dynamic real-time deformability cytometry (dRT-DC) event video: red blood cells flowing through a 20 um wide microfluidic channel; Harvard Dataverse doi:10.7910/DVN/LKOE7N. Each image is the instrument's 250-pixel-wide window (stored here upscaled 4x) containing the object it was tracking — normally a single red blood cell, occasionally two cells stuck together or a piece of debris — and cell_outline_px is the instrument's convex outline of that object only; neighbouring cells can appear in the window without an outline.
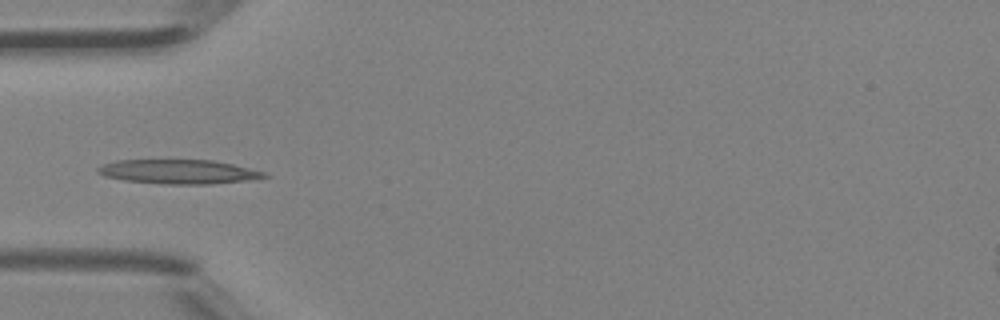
{"species": "Egyptian fruit bat (a non-hibernating species)", "species_latin": "Rousettus aegyptiacus", "temperature_condition": "room temperature", "stored_images_in_passage": 4, "camera_frame_rate_fps": 3000, "um_per_image_px": 0.085, "animal": {"sex": "female"}, "frame": {"image": 1, "passage_image": 3, "time_ms": 0.667, "image_size_px": [1000, 320], "cell_outline_px": [[268, 176], [244, 180], [212, 184], [164, 184], [124, 180], [104, 176], [96, 172], [96, 168], [104, 164], [116, 160], [212, 160], [232, 164], [264, 172]], "centroid_in_image_um": [15.1, 14.59], "position_along_channel_um": 69.9, "area_um2": 23.24}}
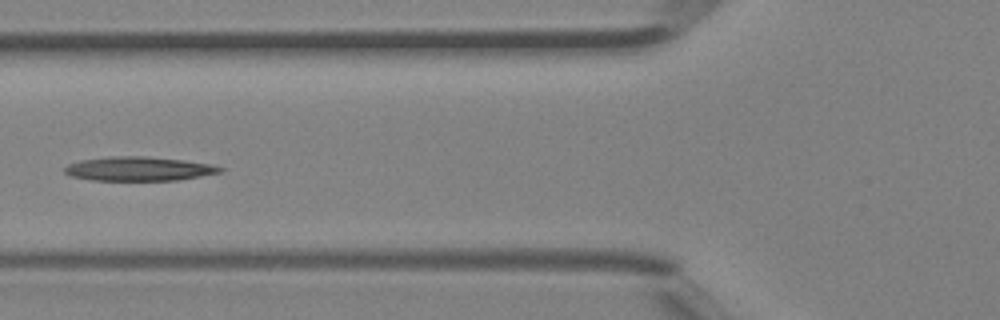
{"frame": {"image": 2, "passage_image": 4, "time_ms": 1.0, "image_size_px": [1000, 320], "cell_outline_px": [[224, 172], [176, 180], [92, 180], [72, 176], [64, 172], [64, 168], [68, 164], [80, 160], [112, 156], [144, 156], [184, 160], [208, 164], [224, 168]], "centroid_in_image_um": [11.79, 14.34], "position_along_channel_um": 114.0, "area_um2": 21.68}}